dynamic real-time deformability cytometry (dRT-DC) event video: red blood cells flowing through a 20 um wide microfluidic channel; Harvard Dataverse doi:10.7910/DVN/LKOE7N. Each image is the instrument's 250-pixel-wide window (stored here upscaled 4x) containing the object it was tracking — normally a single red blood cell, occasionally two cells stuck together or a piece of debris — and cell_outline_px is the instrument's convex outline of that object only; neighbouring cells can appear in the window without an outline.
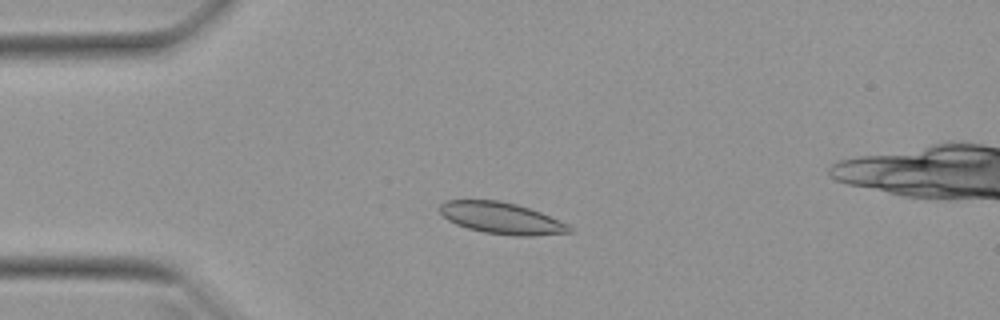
{"species": "Egyptian fruit bat (a non-hibernating species)", "species_latin": "Rousettus aegyptiacus", "temperature_condition": "warm", "stored_images_in_passage": 52, "camera_frame_rate_fps": 3000, "um_per_image_px": 0.085, "animal": {"sex": "female"}, "frame": {"image": 1, "passage_image": 12, "time_ms": 3.667, "image_size_px": [1000, 320], "cell_outline_px": [[572, 232], [532, 236], [512, 236], [484, 232], [468, 228], [456, 224], [448, 220], [436, 208], [440, 204], [448, 200], [500, 200], [516, 204], [540, 212], [560, 220], [568, 224], [572, 228]], "centroid_in_image_um": [42.62, 18.54], "position_along_channel_um": 42.4, "area_um2": 23.87}}
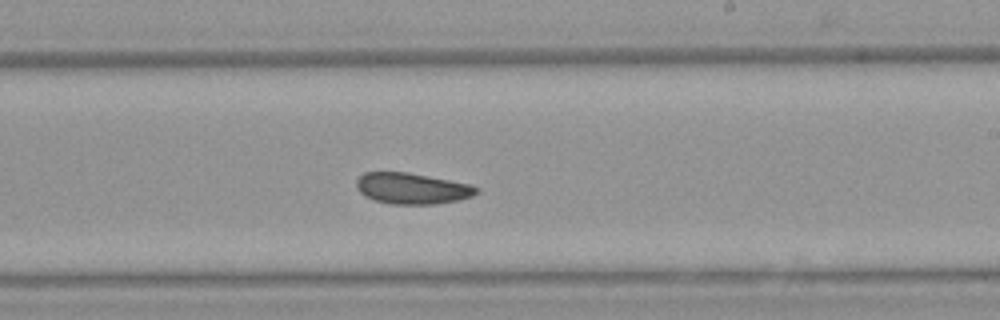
{"frame": {"image": 2, "passage_image": 30, "time_ms": 9.667, "image_size_px": [1000, 320], "cell_outline_px": [[480, 188], [472, 196], [460, 200], [432, 204], [392, 204], [376, 200], [364, 196], [356, 188], [356, 180], [364, 172], [408, 172], [472, 184]], "centroid_in_image_um": [35.03, 16.01], "position_along_channel_um": 254.0, "area_um2": 21.79}}
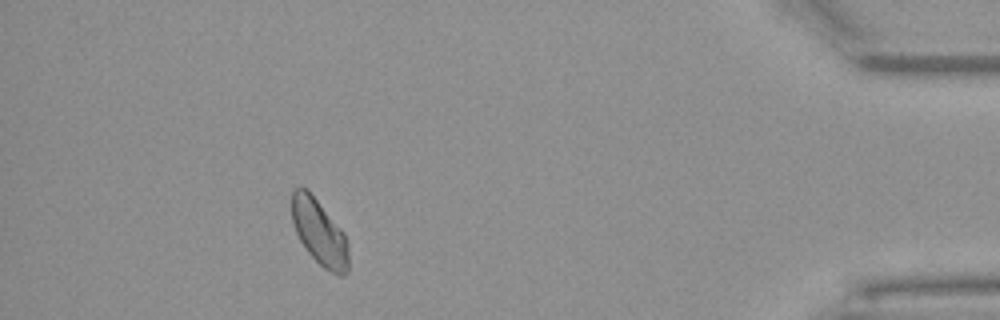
{"frame": {"image": 3, "passage_image": 46, "time_ms": 15.0, "image_size_px": [1000, 320], "cell_outline_px": [[348, 272], [344, 276], [340, 276], [324, 268], [308, 252], [300, 240], [292, 224], [292, 188], [304, 188], [316, 200], [344, 232], [348, 240]], "centroid_in_image_um": [27.16, 19.79], "position_along_channel_um": 408.0, "area_um2": 21.39}, "authors_computed_cell_mechanics": {"area_um2": 22.3686, "velocity_mm_per_s": 3.94, "shape_relaxation_time_tau1_ms": 11.0965, "shape_relaxation_time_tau2_ms": 5.1032, "deformation_change_tau1": 0.1405, "deformation_change_tau2": 0.0846}}